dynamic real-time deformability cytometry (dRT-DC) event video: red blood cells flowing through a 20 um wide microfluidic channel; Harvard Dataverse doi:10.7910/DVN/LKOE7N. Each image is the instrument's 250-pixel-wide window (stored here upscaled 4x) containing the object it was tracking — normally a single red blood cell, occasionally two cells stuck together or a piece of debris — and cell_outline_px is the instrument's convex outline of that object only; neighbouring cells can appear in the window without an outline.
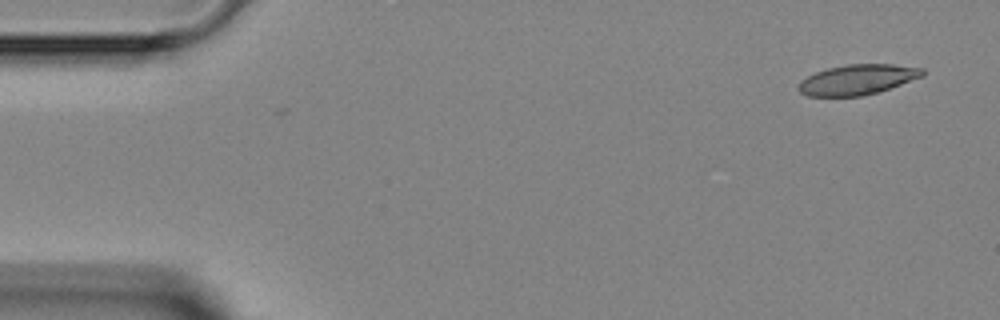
{"species": "Egyptian fruit bat (a non-hibernating species)", "species_latin": "Rousettus aegyptiacus", "temperature_condition": "room temperature", "stored_images_in_passage": 2, "camera_frame_rate_fps": 3000, "um_per_image_px": 0.085, "animal": {"sex": "female"}, "frame": {"image": 1, "passage_image": 2, "time_ms": 1.667, "image_size_px": [1000, 320], "cell_outline_px": [[924, 76], [876, 92], [860, 96], [808, 96], [800, 92], [796, 88], [800, 80], [816, 72], [828, 68], [848, 64], [892, 64], [924, 68]], "centroid_in_image_um": [72.86, 6.76], "position_along_channel_um": 12.1, "area_um2": 21.68}}